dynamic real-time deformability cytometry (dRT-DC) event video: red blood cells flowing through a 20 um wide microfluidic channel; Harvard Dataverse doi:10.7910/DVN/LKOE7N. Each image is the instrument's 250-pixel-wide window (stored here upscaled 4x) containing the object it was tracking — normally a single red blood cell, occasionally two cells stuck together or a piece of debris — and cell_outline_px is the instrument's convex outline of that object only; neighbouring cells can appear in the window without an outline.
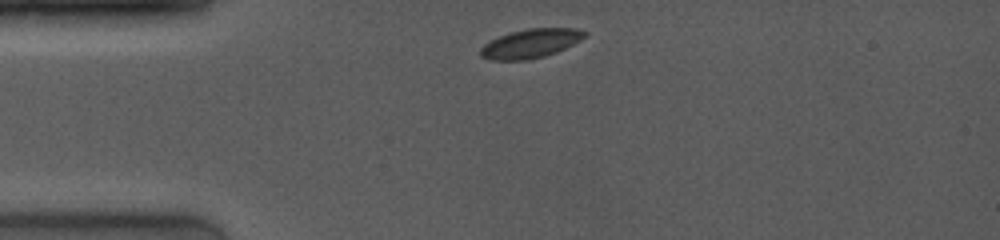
{"species": "common noctule bat (a hibernating species)", "species_latin": "Nyctalus noctula", "temperature_condition": "room temperature", "stored_images_in_passage": 2, "camera_frame_rate_fps": 4000, "um_per_image_px": 0.085, "animal": {"sex": "female", "body_mass_g": 19.0, "forearm_length_mm": 53.3}, "frame": {"image": 1, "passage_image": 1, "time_ms": 0.0, "image_size_px": [1000, 240], "cell_outline_px": [[588, 36], [556, 52], [544, 56], [528, 60], [488, 60], [480, 56], [480, 48], [484, 44], [508, 32], [528, 28], [576, 28], [588, 32]], "centroid_in_image_um": [45.1, 3.69], "position_along_channel_um": 39.9, "area_um2": 17.69}}